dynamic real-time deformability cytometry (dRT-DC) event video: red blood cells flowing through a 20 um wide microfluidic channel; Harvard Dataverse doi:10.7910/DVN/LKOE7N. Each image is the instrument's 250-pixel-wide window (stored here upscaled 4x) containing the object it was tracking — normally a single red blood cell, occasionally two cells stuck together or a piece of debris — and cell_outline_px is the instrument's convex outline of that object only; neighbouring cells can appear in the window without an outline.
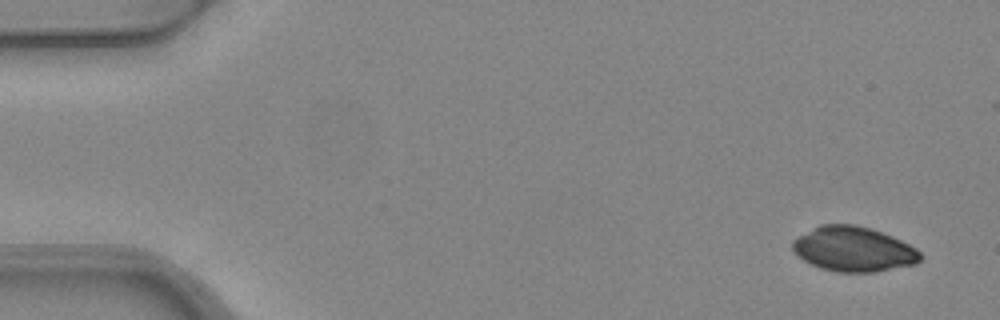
{"species": "common noctule bat (a hibernating species)", "species_latin": "Nyctalus noctula", "temperature_condition": "warm", "stored_images_in_passage": 5, "camera_frame_rate_fps": 3000, "um_per_image_px": 0.085, "animal": {"sex": "female", "body_mass_g": 24.6, "forearm_length_mm": 56.2}, "frame": {"image": 1, "passage_image": 1, "time_ms": 0.0, "image_size_px": [1000, 320], "cell_outline_px": [[924, 256], [916, 264], [872, 272], [836, 272], [820, 268], [804, 260], [792, 248], [792, 240], [812, 228], [820, 224], [856, 224], [872, 228], [892, 236], [916, 248]], "centroid_in_image_um": [72.56, 21.16], "position_along_channel_um": 12.4, "area_um2": 33.41}}